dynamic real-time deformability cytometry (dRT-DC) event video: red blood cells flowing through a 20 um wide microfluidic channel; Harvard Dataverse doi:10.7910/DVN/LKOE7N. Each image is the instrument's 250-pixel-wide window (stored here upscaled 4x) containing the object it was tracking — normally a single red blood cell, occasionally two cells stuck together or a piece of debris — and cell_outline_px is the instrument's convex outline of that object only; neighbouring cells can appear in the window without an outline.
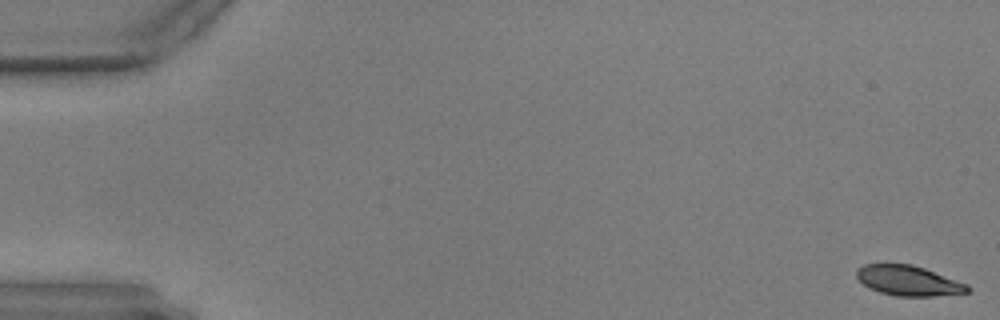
{"species": "common noctule bat (a hibernating species)", "species_latin": "Nyctalus noctula", "temperature_condition": "warm", "stored_images_in_passage": 18, "camera_frame_rate_fps": 3000, "um_per_image_px": 0.085, "animal": {"sex": "male", "body_mass_g": 17.9, "forearm_length_mm": 54.2}, "frame": {"image": 1, "passage_image": 1, "time_ms": 0.0, "image_size_px": [1000, 320], "cell_outline_px": [[972, 288], [968, 292], [932, 296], [896, 296], [880, 292], [868, 288], [856, 276], [856, 268], [864, 264], [912, 264], [924, 268], [968, 284]], "centroid_in_image_um": [77.21, 23.85], "position_along_channel_um": 7.8, "area_um2": 19.42}}
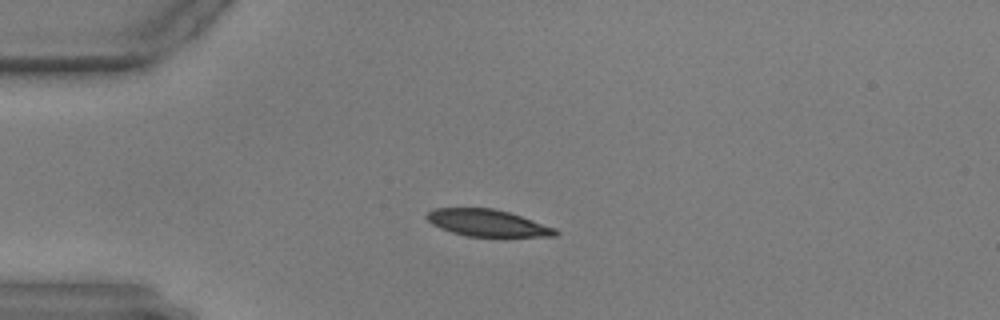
{"frame": {"image": 2, "passage_image": 15, "time_ms": 4.667, "image_size_px": [1000, 320], "cell_outline_px": [[560, 232], [556, 236], [468, 236], [452, 232], [440, 228], [432, 224], [424, 216], [432, 208], [492, 208], [508, 212], [556, 228]], "centroid_in_image_um": [41.4, 18.94], "position_along_channel_um": 43.6, "area_um2": 19.94}}